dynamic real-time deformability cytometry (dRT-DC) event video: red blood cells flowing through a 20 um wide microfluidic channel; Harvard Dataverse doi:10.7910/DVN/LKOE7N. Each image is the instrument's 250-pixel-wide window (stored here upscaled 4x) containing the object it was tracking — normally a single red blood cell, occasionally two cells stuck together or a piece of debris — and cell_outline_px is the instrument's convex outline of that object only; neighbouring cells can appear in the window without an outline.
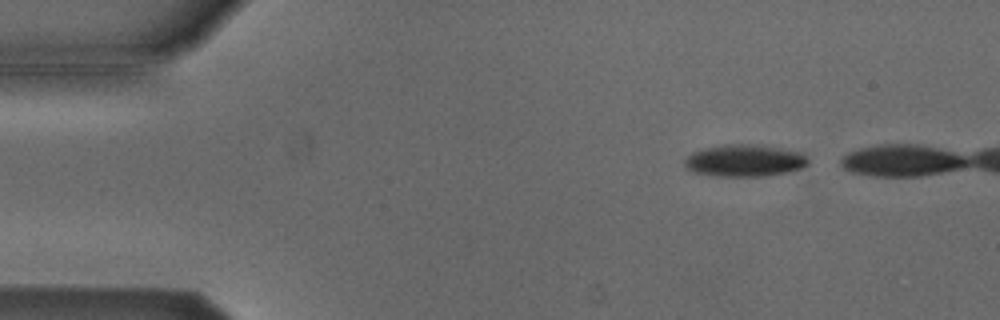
{"species": "Egyptian fruit bat (a non-hibernating species)", "species_latin": "Rousettus aegyptiacus", "temperature_condition": "cold", "stored_images_in_passage": 7, "camera_frame_rate_fps": 3000, "um_per_image_px": 0.085, "animal": {"sex": "male"}, "frame": {"image": 1, "passage_image": 3, "time_ms": 0.667, "image_size_px": [1000, 320], "cell_outline_px": [[808, 164], [800, 168], [784, 172], [760, 176], [716, 176], [696, 172], [688, 168], [684, 164], [684, 160], [692, 152], [704, 148], [724, 144], [760, 144], [804, 152], [808, 156]], "centroid_in_image_um": [63.32, 13.62], "position_along_channel_um": 21.7, "area_um2": 23.06}}